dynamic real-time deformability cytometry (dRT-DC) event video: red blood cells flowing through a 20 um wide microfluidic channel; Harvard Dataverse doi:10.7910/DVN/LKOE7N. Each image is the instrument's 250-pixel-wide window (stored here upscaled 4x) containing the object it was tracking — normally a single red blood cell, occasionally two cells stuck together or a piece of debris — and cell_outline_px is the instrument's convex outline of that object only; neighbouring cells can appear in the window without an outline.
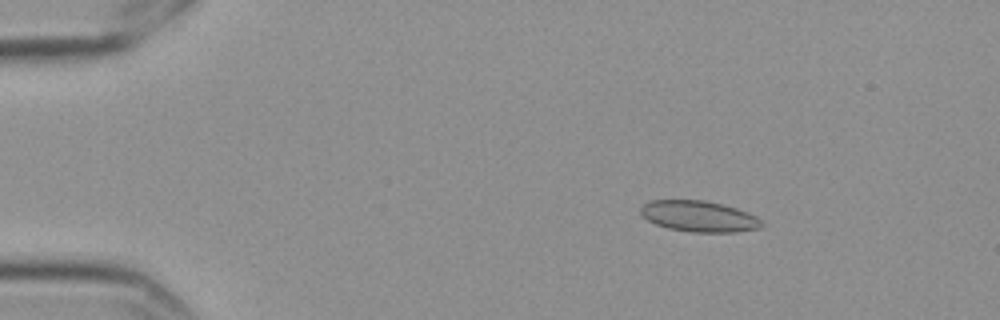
{"species": "Egyptian fruit bat (a non-hibernating species)", "species_latin": "Rousettus aegyptiacus", "temperature_condition": "cold", "stored_images_in_passage": 6, "camera_frame_rate_fps": 3000, "um_per_image_px": 0.085, "frame": {"image": 1, "passage_image": 3, "time_ms": 0.667, "image_size_px": [1000, 320], "cell_outline_px": [[764, 224], [760, 228], [736, 232], [692, 232], [668, 228], [656, 224], [648, 220], [640, 212], [640, 208], [644, 204], [652, 200], [704, 200], [736, 208], [748, 212], [756, 216]], "centroid_in_image_um": [59.43, 18.39], "position_along_channel_um": 25.6, "area_um2": 21.73}}
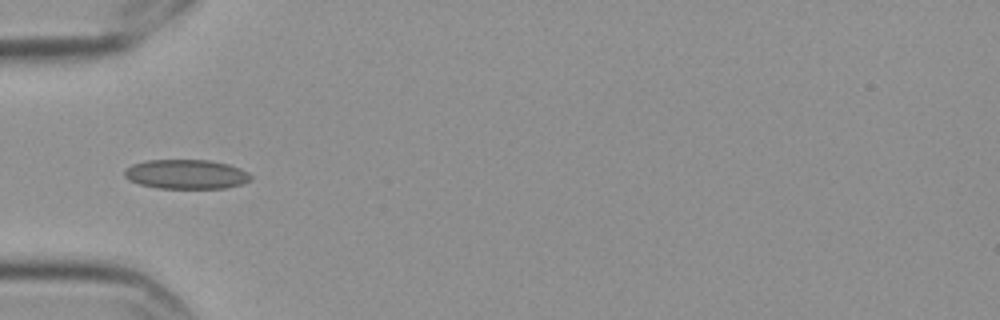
{"frame": {"image": 2, "passage_image": 6, "time_ms": 1.667, "image_size_px": [1000, 320], "cell_outline_px": [[252, 180], [240, 184], [224, 188], [156, 188], [140, 184], [128, 180], [124, 176], [124, 168], [132, 164], [144, 160], [208, 160], [228, 164], [240, 168], [248, 172], [252, 176]], "centroid_in_image_um": [15.8, 14.8], "position_along_channel_um": 69.2, "area_um2": 21.79}}